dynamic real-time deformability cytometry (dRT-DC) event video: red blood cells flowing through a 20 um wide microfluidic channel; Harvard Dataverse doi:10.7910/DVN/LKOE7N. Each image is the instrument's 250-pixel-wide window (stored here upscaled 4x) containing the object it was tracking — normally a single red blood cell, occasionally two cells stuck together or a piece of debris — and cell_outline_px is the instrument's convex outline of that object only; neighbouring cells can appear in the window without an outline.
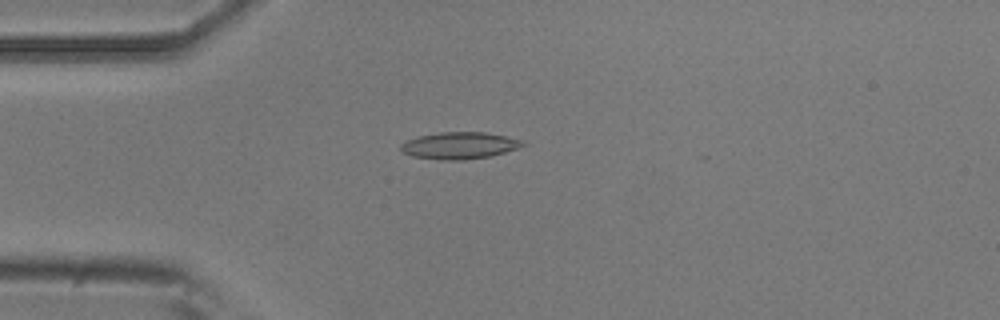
{"species": "common noctule bat (a hibernating species)", "species_latin": "Nyctalus noctula", "temperature_condition": "room temperature", "stored_images_in_passage": 4, "camera_frame_rate_fps": 3000, "um_per_image_px": 0.085, "animal": {"sex": "male", "body_mass_g": 20.5, "forearm_length_mm": 52.5}, "frame": {"image": 1, "passage_image": 4, "time_ms": 1.0, "image_size_px": [1000, 320], "cell_outline_px": [[528, 144], [492, 156], [464, 160], [440, 160], [412, 156], [404, 152], [400, 148], [400, 144], [416, 136], [440, 132], [484, 132], [524, 140]], "centroid_in_image_um": [39.05, 12.37], "position_along_channel_um": 45.9, "area_um2": 19.13}}